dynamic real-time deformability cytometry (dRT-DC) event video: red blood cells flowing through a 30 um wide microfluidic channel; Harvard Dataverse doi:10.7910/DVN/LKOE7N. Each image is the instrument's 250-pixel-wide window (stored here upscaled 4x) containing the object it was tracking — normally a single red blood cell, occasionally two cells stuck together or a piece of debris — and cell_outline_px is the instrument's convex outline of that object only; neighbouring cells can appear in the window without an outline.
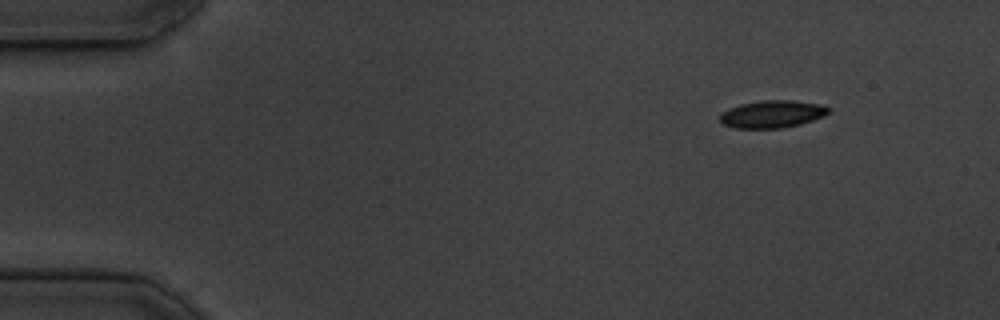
{"species": "common noctule bat (a hibernating species)", "species_latin": "Nyctalus noctula", "temperature_condition": "cold", "stored_images_in_passage": 49, "camera_frame_rate_fps": 3000, "um_per_image_px": 0.085, "animal": {"sex": "male", "body_mass_g": 19.5, "forearm_length_mm": 54.6}, "frame": {"image": 1, "passage_image": 1, "time_ms": 0.0, "image_size_px": [1000, 320], "cell_outline_px": [[832, 108], [824, 116], [800, 124], [780, 128], [736, 128], [724, 124], [720, 120], [720, 116], [728, 108], [740, 104], [764, 100], [792, 100], [820, 104]], "centroid_in_image_um": [65.66, 9.69], "position_along_channel_um": 19.3, "area_um2": 17.22}}
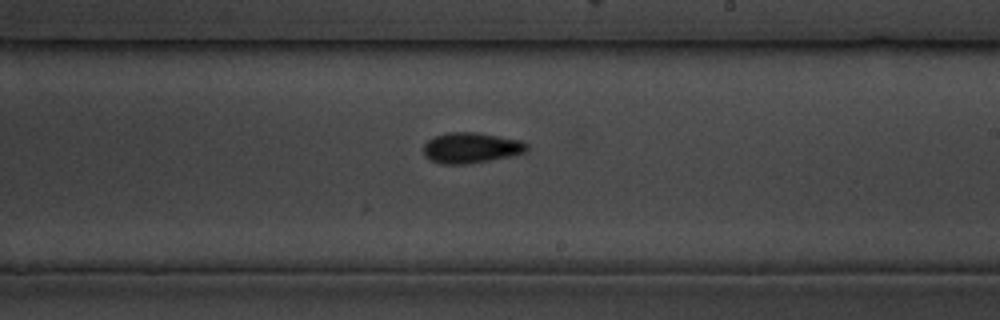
{"frame": {"image": 2, "passage_image": 27, "time_ms": 8.667, "image_size_px": [1000, 320], "cell_outline_px": [[528, 152], [468, 164], [440, 164], [424, 156], [424, 144], [428, 140], [436, 136], [448, 132], [476, 132], [500, 136], [520, 140], [528, 144]], "centroid_in_image_um": [40.05, 12.56], "position_along_channel_um": 249.0, "area_um2": 18.38}}
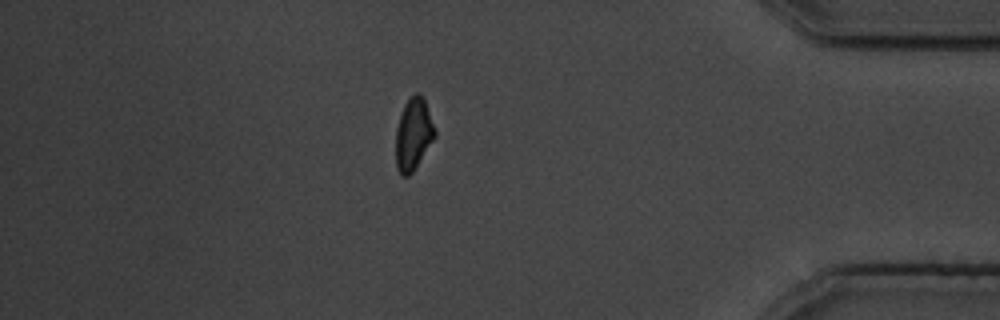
{"frame": {"image": 3, "passage_image": 42, "time_ms": 13.667, "image_size_px": [1000, 320], "cell_outline_px": [[436, 136], [412, 172], [408, 176], [400, 176], [396, 168], [396, 128], [404, 104], [416, 92], [420, 92], [424, 96], [436, 132]], "centroid_in_image_um": [35.13, 11.4], "position_along_channel_um": 400.1, "area_um2": 16.42}, "authors_computed_cell_mechanics": {"area_um2": 17.4556, "velocity_mm_per_s": 3.7022, "shape_relaxation_time_tau1_ms": 3.5687, "shape_relaxation_time_tau2_ms": 10.5087, "deformation_change_tau1": 0.0938, "deformation_change_tau2": 0.1457}}